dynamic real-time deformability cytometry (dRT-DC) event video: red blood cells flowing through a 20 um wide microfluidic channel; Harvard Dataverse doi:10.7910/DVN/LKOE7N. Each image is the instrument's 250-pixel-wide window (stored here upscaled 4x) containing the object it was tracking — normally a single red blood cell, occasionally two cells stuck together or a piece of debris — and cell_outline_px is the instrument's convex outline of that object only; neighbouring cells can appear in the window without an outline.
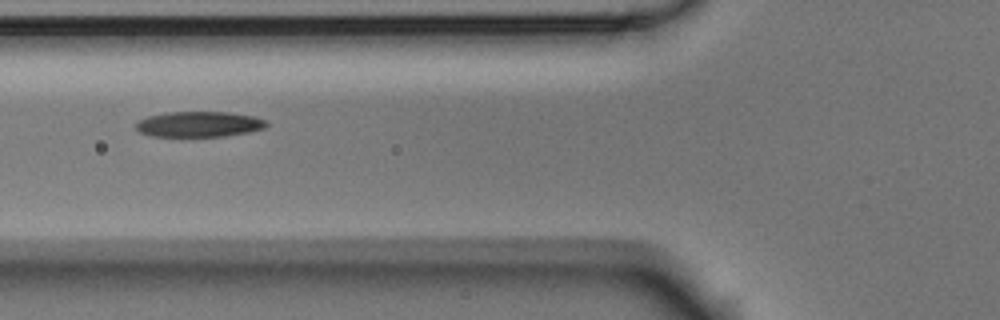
{"species": "Egyptian fruit bat (a non-hibernating species)", "species_latin": "Rousettus aegyptiacus", "temperature_condition": "room temperature", "stored_images_in_passage": 7, "camera_frame_rate_fps": 3000, "um_per_image_px": 0.085, "animal": {"sex": "male"}, "frame": {"image": 1, "passage_image": 5, "time_ms": 1.333, "image_size_px": [1000, 320], "cell_outline_px": [[268, 124], [264, 128], [248, 132], [224, 136], [152, 136], [140, 132], [136, 128], [136, 124], [140, 120], [148, 116], [168, 112], [228, 112], [252, 116], [268, 120]], "centroid_in_image_um": [16.94, 10.55], "position_along_channel_um": 108.9, "area_um2": 19.25}}
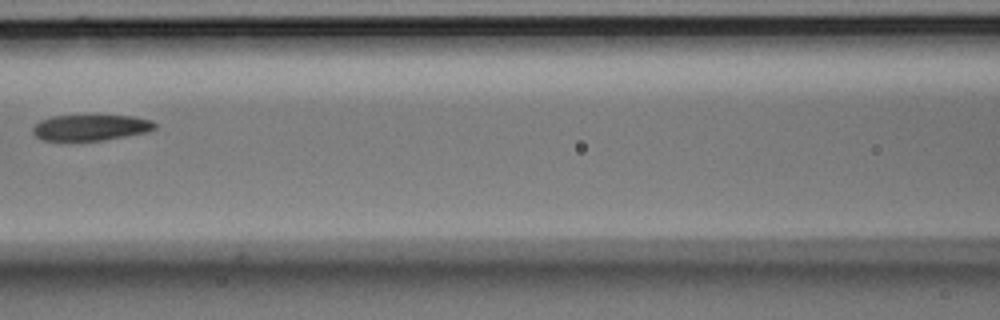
{"frame": {"image": 2, "passage_image": 6, "time_ms": 1.667, "image_size_px": [1000, 320], "cell_outline_px": [[156, 128], [148, 132], [104, 140], [68, 144], [64, 144], [40, 140], [32, 132], [32, 128], [40, 120], [52, 116], [132, 116], [152, 120], [156, 124]], "centroid_in_image_um": [7.62, 10.9], "position_along_channel_um": 159.0, "area_um2": 19.31}}
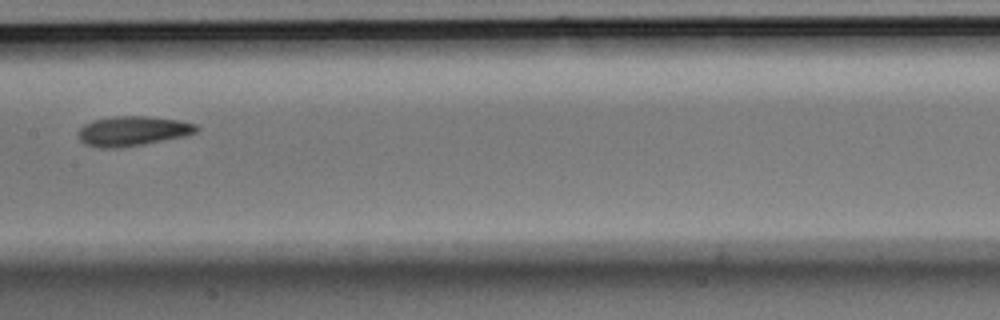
{"frame": {"image": 3, "passage_image": 7, "time_ms": 2.0, "image_size_px": [1000, 320], "cell_outline_px": [[200, 128], [196, 132], [184, 136], [144, 144], [120, 148], [100, 148], [84, 144], [76, 136], [80, 128], [84, 124], [92, 120], [112, 116], [148, 116], [176, 120], [196, 124]], "centroid_in_image_um": [11.23, 11.14], "position_along_channel_um": 196.2, "area_um2": 20.63}}